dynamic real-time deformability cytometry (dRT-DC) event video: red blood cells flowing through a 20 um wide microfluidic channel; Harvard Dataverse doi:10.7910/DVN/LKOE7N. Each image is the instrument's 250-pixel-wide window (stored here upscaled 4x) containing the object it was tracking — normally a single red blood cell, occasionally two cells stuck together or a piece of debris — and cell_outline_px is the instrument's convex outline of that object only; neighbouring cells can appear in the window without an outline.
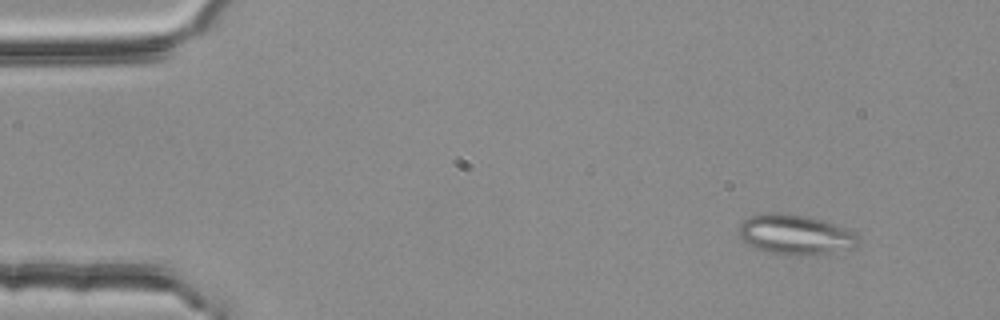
{"species": "common noctule bat (a hibernating species)", "species_latin": "Nyctalus noctula", "temperature_condition": "room temperature", "stored_images_in_passage": 54, "camera_frame_rate_fps": 3000, "um_per_image_px": 0.085, "animal": {"sex": "female", "body_mass_g": 25.1}, "frame": {"image": 1, "passage_image": 5, "time_ms": 1.333, "image_size_px": [1000, 320], "cell_outline_px": [[860, 240], [852, 248], [828, 252], [800, 256], [784, 256], [768, 252], [756, 248], [748, 244], [736, 232], [740, 224], [748, 216], [764, 212], [780, 212], [808, 216], [824, 220], [848, 228], [856, 232], [860, 236]], "centroid_in_image_um": [67.59, 19.92], "position_along_channel_um": 17.4, "area_um2": 28.38}}
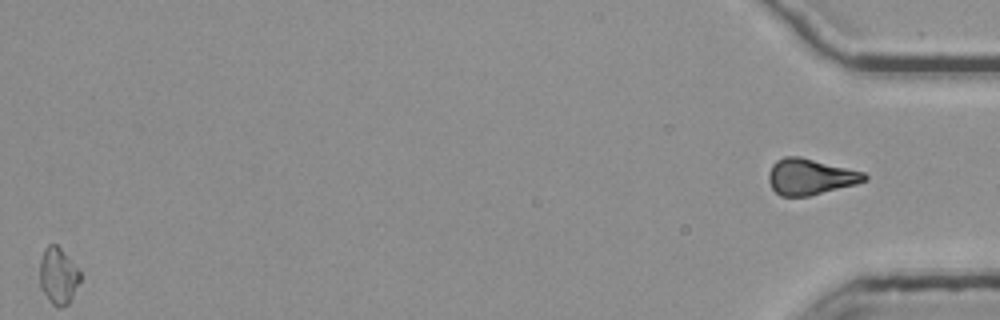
{"frame": {"image": 2, "passage_image": 54, "time_ms": 17.667, "image_size_px": [1000, 320], "cell_outline_px": [[868, 180], [856, 184], [808, 196], [780, 196], [772, 188], [768, 180], [768, 172], [772, 164], [776, 160], [784, 156], [800, 156], [864, 172], [868, 176]], "centroid_in_image_um": [68.86, 15.01], "position_along_channel_um": 366.3, "area_um2": 20.17}}